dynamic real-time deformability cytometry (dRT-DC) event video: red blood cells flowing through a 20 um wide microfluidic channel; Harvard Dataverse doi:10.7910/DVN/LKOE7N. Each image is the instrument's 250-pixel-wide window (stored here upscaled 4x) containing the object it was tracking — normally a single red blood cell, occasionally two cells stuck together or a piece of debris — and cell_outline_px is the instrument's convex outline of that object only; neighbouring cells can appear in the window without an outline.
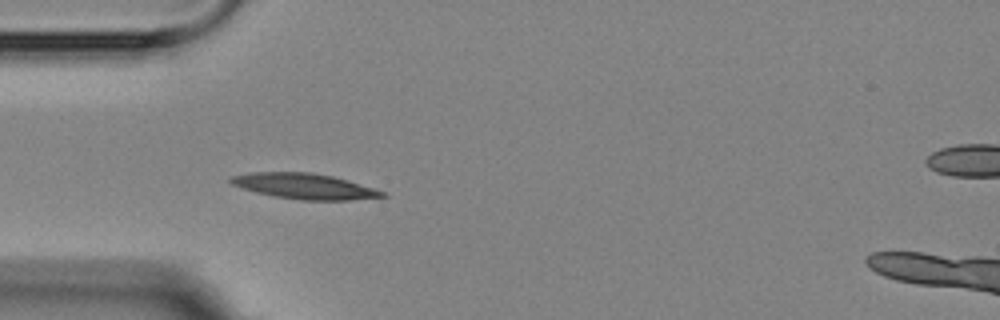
{"species": "Egyptian fruit bat (a non-hibernating species)", "species_latin": "Rousettus aegyptiacus", "temperature_condition": "room temperature", "stored_images_in_passage": 5, "segment_of_instrument_passage": [1, 2], "camera_frame_rate_fps": 3000, "um_per_image_px": 0.085, "animal": {"sex": "female"}, "frame": {"image": 1, "passage_image": 4, "time_ms": 3.333, "image_size_px": [1000, 320], "cell_outline_px": [[388, 196], [348, 200], [300, 200], [272, 196], [256, 192], [232, 184], [228, 180], [232, 176], [252, 172], [312, 172], [332, 176], [348, 180], [384, 192]], "centroid_in_image_um": [25.86, 15.82], "position_along_channel_um": 59.1, "area_um2": 22.37}}